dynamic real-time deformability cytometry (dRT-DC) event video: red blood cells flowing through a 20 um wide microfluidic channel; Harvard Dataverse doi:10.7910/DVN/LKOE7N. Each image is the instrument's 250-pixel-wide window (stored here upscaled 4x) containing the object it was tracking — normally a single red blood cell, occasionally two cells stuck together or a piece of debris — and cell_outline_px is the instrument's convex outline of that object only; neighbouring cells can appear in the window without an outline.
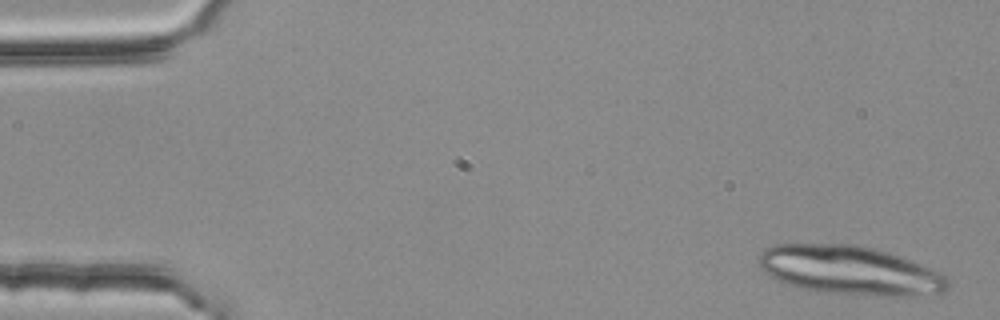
{"species": "common noctule bat (a hibernating species)", "species_latin": "Nyctalus noctula", "temperature_condition": "room temperature", "stored_images_in_passage": 4, "camera_frame_rate_fps": 3000, "um_per_image_px": 0.085, "animal": {"sex": "female", "body_mass_g": 25.1}, "frame": {"image": 1, "passage_image": 1, "time_ms": 0.0, "image_size_px": [1000, 320], "cell_outline_px": [[948, 288], [944, 292], [912, 296], [876, 296], [816, 292], [784, 284], [768, 276], [756, 264], [756, 256], [764, 248], [776, 244], [856, 244], [876, 248], [912, 260], [932, 268], [940, 272], [948, 280]], "centroid_in_image_um": [72.17, 22.98], "position_along_channel_um": 12.8, "area_um2": 54.91}}